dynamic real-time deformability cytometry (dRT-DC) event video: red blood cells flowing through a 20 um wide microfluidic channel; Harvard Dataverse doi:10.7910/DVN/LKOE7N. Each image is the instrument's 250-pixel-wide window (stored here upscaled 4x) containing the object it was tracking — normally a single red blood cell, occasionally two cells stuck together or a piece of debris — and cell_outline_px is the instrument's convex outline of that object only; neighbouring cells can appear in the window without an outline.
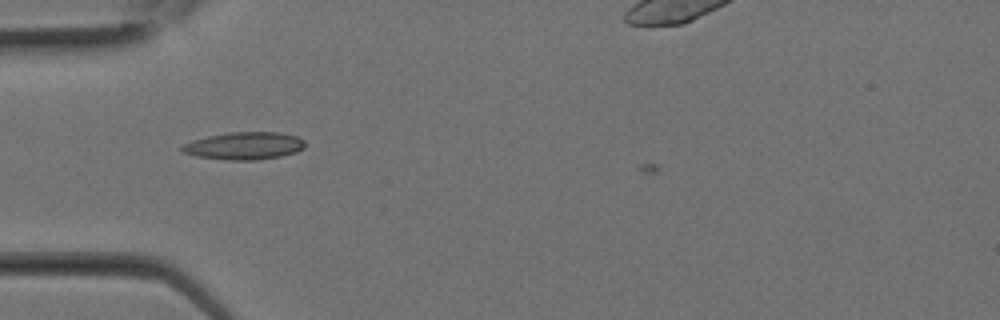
{"species": "Egyptian fruit bat (a non-hibernating species)", "species_latin": "Rousettus aegyptiacus", "temperature_condition": "room temperature", "stored_images_in_passage": 8, "camera_frame_rate_fps": 3000, "um_per_image_px": 0.085, "animal": {"sex": "female"}, "frame": {"image": 1, "passage_image": 6, "time_ms": 1.667, "image_size_px": [1000, 320], "cell_outline_px": [[304, 148], [296, 152], [280, 156], [256, 160], [228, 160], [196, 156], [180, 152], [180, 148], [184, 144], [192, 140], [208, 136], [232, 132], [280, 132], [300, 136], [304, 140]], "centroid_in_image_um": [20.77, 12.39], "position_along_channel_um": 64.2, "area_um2": 19.83}}